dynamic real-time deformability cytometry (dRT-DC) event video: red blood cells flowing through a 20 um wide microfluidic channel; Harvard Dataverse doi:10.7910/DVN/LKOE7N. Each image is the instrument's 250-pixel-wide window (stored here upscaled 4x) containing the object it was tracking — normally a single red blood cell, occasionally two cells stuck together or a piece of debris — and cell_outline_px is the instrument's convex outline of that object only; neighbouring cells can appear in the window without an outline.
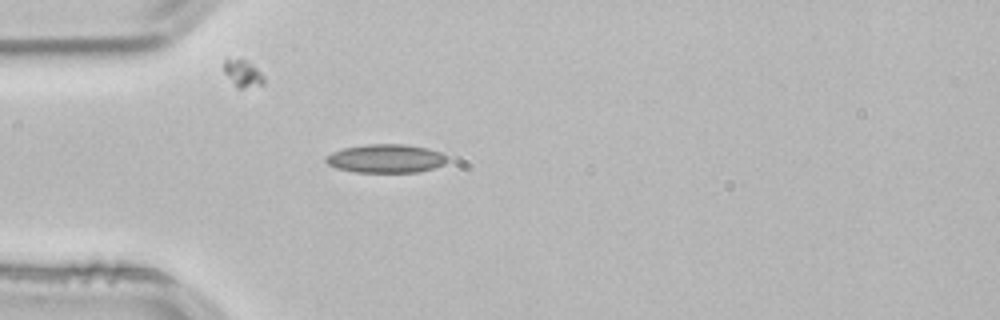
{"species": "common noctule bat (a hibernating species)", "species_latin": "Nyctalus noctula", "temperature_condition": "room temperature", "stored_images_in_passage": 39, "camera_frame_rate_fps": 3000, "um_per_image_px": 0.085, "animal": {"sex": "male", "body_mass_g": 21.5, "forearm_length_mm": 52.0}, "frame": {"image": 1, "passage_image": 1, "time_ms": 0.0, "image_size_px": [1000, 320], "cell_outline_px": [[448, 160], [444, 164], [432, 168], [416, 172], [356, 172], [336, 168], [328, 164], [324, 160], [324, 156], [332, 152], [344, 148], [368, 144], [404, 144], [428, 148], [440, 152], [448, 156]], "centroid_in_image_um": [32.79, 13.47], "position_along_channel_um": 52.2, "area_um2": 20.23}, "authors_computed_cell_mechanics": {"area_um2": 17.9758, "velocity_mm_per_s": 3.8481, "shape_relaxation_time_tau1_ms": null, "shape_relaxation_time_tau2_ms": 1.887, "deformation_change_tau1": null, "deformation_change_tau2": 0.0776}}